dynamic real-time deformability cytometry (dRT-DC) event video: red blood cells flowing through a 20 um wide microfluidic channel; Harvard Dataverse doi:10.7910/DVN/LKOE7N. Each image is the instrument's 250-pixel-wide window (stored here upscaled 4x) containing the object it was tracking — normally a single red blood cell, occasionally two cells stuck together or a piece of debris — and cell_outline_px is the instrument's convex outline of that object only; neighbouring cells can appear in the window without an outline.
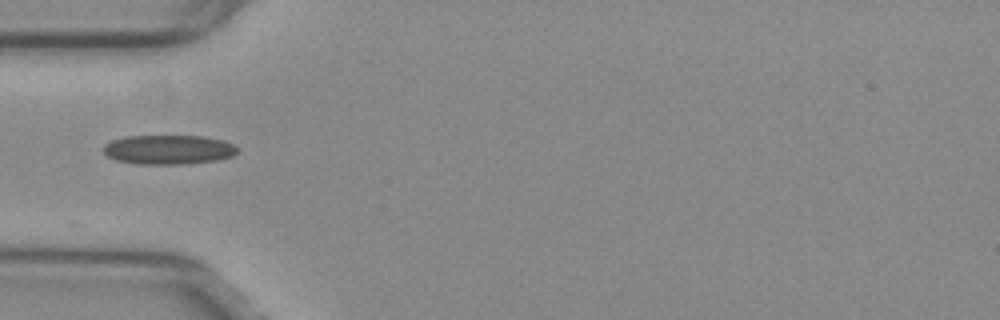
{"species": "common noctule bat (a hibernating species)", "species_latin": "Nyctalus noctula", "temperature_condition": "warm", "stored_images_in_passage": 9, "camera_frame_rate_fps": 3000, "um_per_image_px": 0.085, "animal": {"sex": "female", "body_mass_g": 29.2, "forearm_length_mm": 56.3}, "frame": {"image": 1, "passage_image": 1, "time_ms": 0.0, "image_size_px": [1000, 320], "cell_outline_px": [[236, 152], [232, 156], [216, 160], [184, 164], [136, 164], [116, 160], [108, 156], [104, 152], [104, 144], [112, 140], [124, 136], [204, 136], [224, 140], [232, 144], [236, 148]], "centroid_in_image_um": [14.29, 12.71], "position_along_channel_um": 70.7, "area_um2": 22.89}}
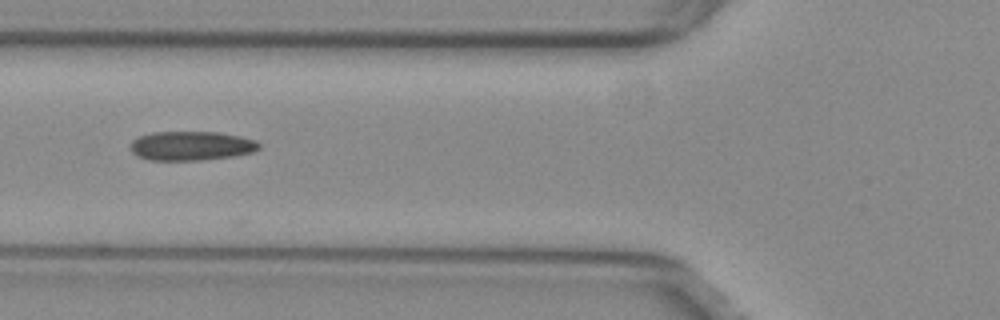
{"frame": {"image": 2, "passage_image": 4, "time_ms": 1.0, "image_size_px": [1000, 320], "cell_outline_px": [[260, 148], [252, 152], [236, 156], [200, 160], [148, 160], [136, 156], [132, 152], [128, 144], [136, 136], [152, 132], [220, 132], [240, 136], [256, 140], [260, 144]], "centroid_in_image_um": [16.22, 12.39], "position_along_channel_um": 109.6, "area_um2": 22.25}}
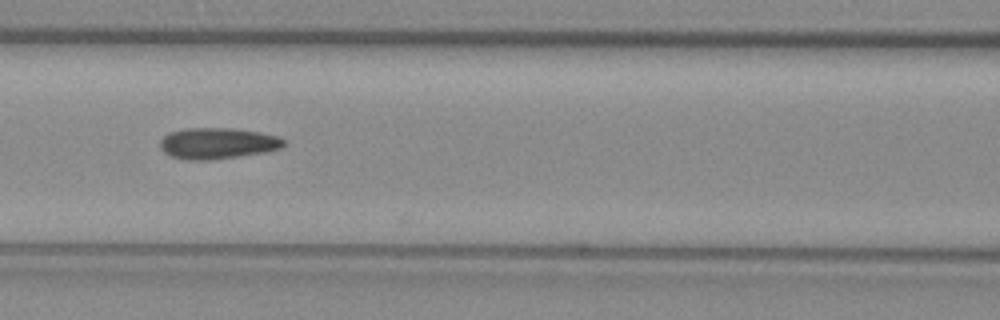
{"frame": {"image": 3, "passage_image": 7, "time_ms": 2.0, "image_size_px": [1000, 320], "cell_outline_px": [[284, 144], [280, 148], [264, 152], [208, 160], [188, 160], [168, 156], [160, 148], [160, 140], [168, 132], [184, 128], [232, 128], [260, 132], [276, 136], [284, 140]], "centroid_in_image_um": [18.42, 12.17], "position_along_channel_um": 148.2, "area_um2": 22.37}}